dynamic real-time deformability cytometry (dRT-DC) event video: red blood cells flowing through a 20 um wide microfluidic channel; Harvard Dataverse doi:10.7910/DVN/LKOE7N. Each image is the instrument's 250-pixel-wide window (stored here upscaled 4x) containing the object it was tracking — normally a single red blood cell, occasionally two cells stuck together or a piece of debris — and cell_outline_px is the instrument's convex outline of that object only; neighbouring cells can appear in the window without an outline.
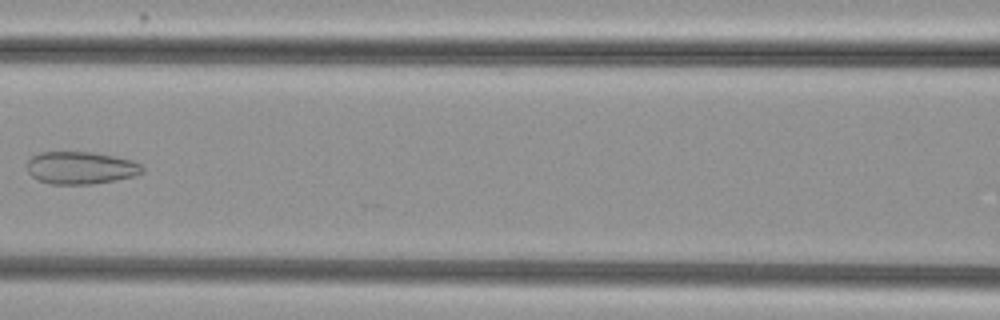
{"species": "common noctule bat (a hibernating species)", "species_latin": "Nyctalus noctula", "temperature_condition": "cold", "stored_images_in_passage": 7, "camera_frame_rate_fps": 3000, "um_per_image_px": 0.085, "animal": {"sex": "female", "body_mass_g": 29.2, "forearm_length_mm": 56.3}, "frame": {"image": 1, "passage_image": 6, "time_ms": 1.667, "image_size_px": [1000, 320], "cell_outline_px": [[144, 172], [136, 176], [116, 180], [92, 184], [48, 184], [36, 180], [28, 172], [28, 160], [32, 156], [40, 152], [92, 152], [132, 160], [140, 164], [144, 168]], "centroid_in_image_um": [6.86, 14.28], "position_along_channel_um": 159.7, "area_um2": 21.96}}
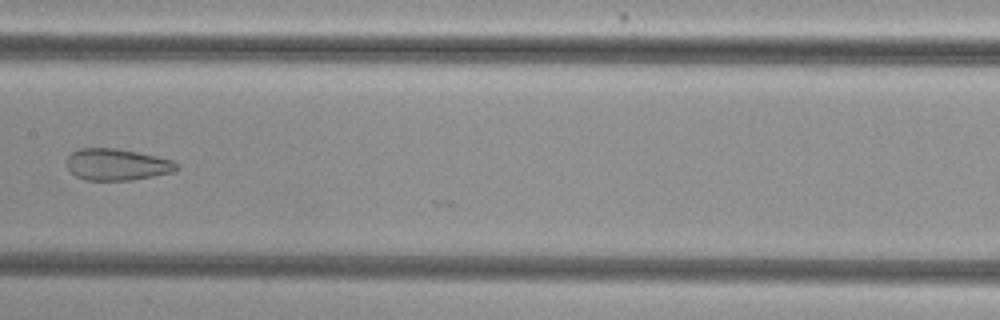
{"frame": {"image": 2, "passage_image": 7, "time_ms": 2.0, "image_size_px": [1000, 320], "cell_outline_px": [[180, 168], [176, 172], [132, 180], [88, 180], [76, 176], [64, 164], [68, 156], [72, 152], [80, 148], [116, 148], [156, 156], [172, 160]], "centroid_in_image_um": [9.94, 13.99], "position_along_channel_um": 197.5, "area_um2": 20.35}}